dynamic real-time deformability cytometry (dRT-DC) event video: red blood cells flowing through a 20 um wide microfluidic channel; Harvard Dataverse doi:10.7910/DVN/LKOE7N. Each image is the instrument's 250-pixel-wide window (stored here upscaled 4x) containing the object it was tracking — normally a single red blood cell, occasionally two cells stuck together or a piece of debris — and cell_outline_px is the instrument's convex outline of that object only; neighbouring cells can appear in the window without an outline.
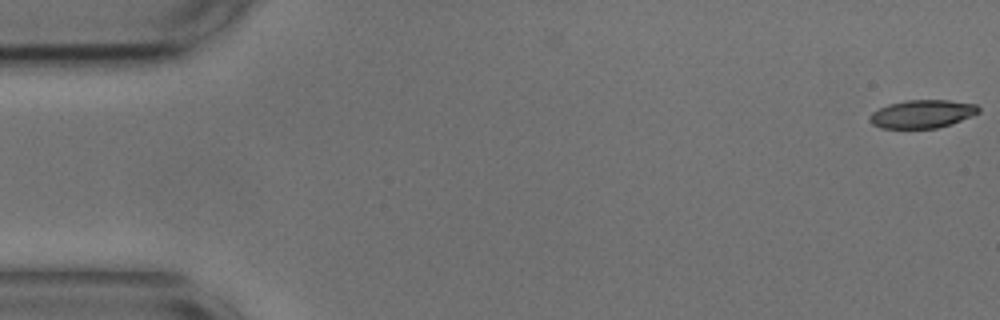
{"species": "common noctule bat (a hibernating species)", "species_latin": "Nyctalus noctula", "temperature_condition": "cold", "stored_images_in_passage": 5, "camera_frame_rate_fps": 3000, "um_per_image_px": 0.085, "animal": {"sex": "male", "body_mass_g": 17.9, "forearm_length_mm": 54.2}, "frame": {"image": 1, "passage_image": 1, "time_ms": 0.0, "image_size_px": [1000, 320], "cell_outline_px": [[980, 112], [972, 116], [952, 124], [936, 128], [880, 128], [872, 124], [868, 120], [868, 116], [872, 112], [888, 104], [904, 100], [948, 100], [976, 104], [980, 108]], "centroid_in_image_um": [78.38, 9.68], "position_along_channel_um": 6.6, "area_um2": 18.03}}
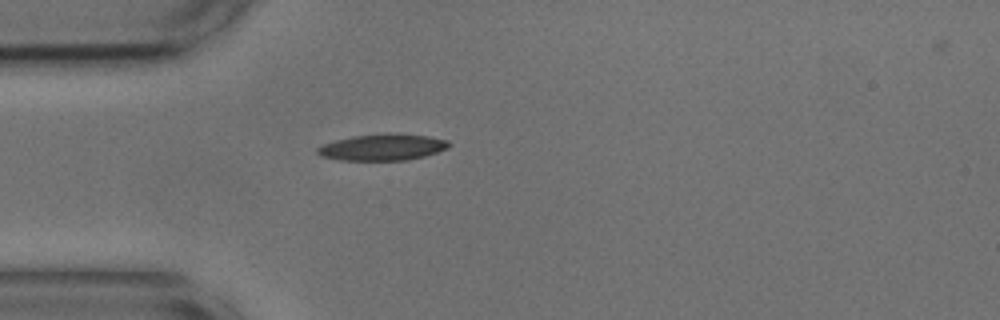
{"frame": {"image": 2, "passage_image": 5, "time_ms": 1.333, "image_size_px": [1000, 320], "cell_outline_px": [[452, 144], [448, 148], [424, 156], [408, 160], [340, 160], [320, 156], [316, 152], [316, 148], [324, 144], [336, 140], [352, 136], [396, 132], [428, 136], [448, 140]], "centroid_in_image_um": [32.53, 12.5], "position_along_channel_um": 52.5, "area_um2": 20.4}}